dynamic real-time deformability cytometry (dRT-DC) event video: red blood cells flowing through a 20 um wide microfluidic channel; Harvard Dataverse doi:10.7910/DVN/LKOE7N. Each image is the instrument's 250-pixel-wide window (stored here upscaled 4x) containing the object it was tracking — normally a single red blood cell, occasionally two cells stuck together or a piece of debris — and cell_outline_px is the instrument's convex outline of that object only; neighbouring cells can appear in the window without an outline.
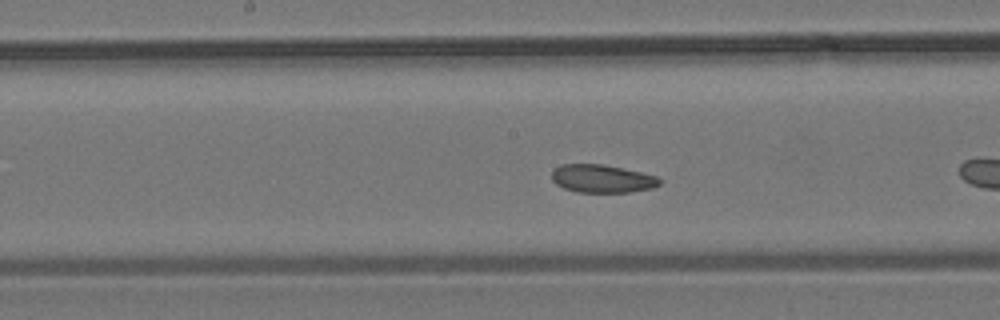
{"species": "common noctule bat (a hibernating species)", "species_latin": "Nyctalus noctula", "temperature_condition": "room temperature", "stored_images_in_passage": 39, "camera_frame_rate_fps": 3000, "um_per_image_px": 0.085, "animal": {"sex": "male", "body_mass_g": 19.2, "forearm_length_mm": 51.8}, "frame": {"image": 1, "passage_image": 12, "time_ms": 3.667, "image_size_px": [1000, 320], "cell_outline_px": [[660, 184], [652, 188], [628, 192], [576, 192], [564, 188], [556, 184], [552, 180], [552, 172], [560, 164], [604, 164], [640, 172], [656, 176], [660, 180]], "centroid_in_image_um": [51.15, 15.18], "position_along_channel_um": 197.1, "area_um2": 17.51}}